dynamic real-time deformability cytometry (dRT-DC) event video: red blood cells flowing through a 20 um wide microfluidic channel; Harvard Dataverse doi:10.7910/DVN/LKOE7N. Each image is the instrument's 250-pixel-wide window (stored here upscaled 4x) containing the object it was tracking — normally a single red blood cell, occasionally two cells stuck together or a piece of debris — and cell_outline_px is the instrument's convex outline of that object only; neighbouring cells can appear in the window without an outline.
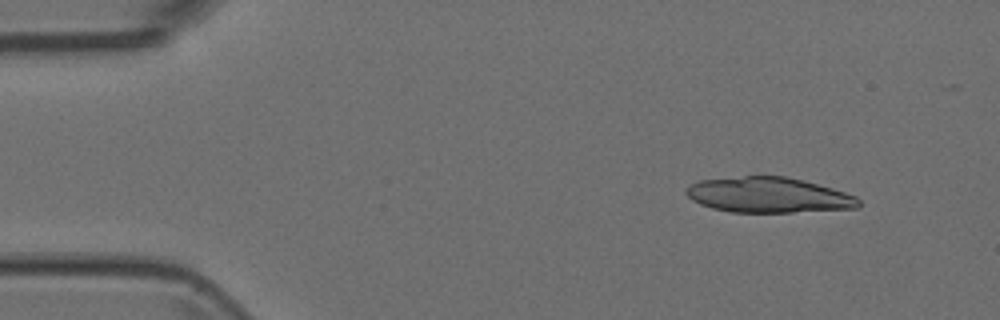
{"species": "Egyptian fruit bat (a non-hibernating species)", "species_latin": "Rousettus aegyptiacus", "temperature_condition": "room temperature", "stored_images_in_passage": 10, "camera_frame_rate_fps": 3000, "um_per_image_px": 0.085, "animal": {"sex": "female"}, "frame": {"image": 1, "passage_image": 2, "time_ms": 0.333, "image_size_px": [1000, 320], "cell_outline_px": [[860, 204], [856, 208], [792, 212], [732, 212], [712, 208], [700, 204], [692, 200], [684, 192], [684, 188], [688, 184], [700, 180], [744, 176], [784, 176], [832, 188], [856, 196], [860, 200]], "centroid_in_image_um": [65.27, 16.58], "position_along_channel_um": 19.7, "area_um2": 35.43}}
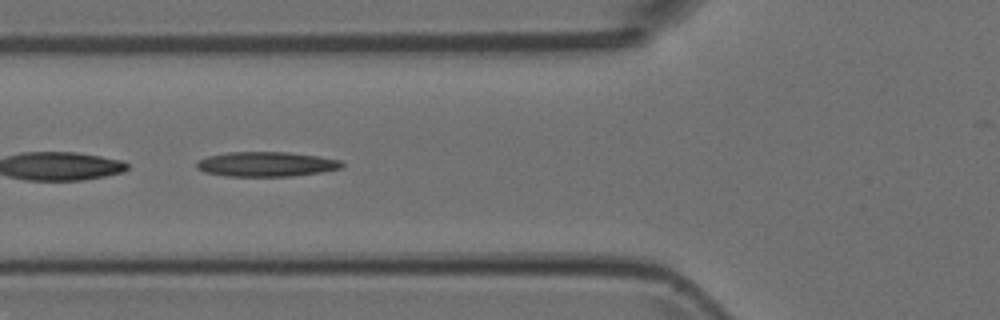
{"frame": {"image": 2, "passage_image": 6, "time_ms": 1.667, "image_size_px": [1000, 320], "cell_outline_px": [[344, 164], [340, 168], [320, 172], [292, 176], [228, 176], [204, 172], [196, 168], [196, 164], [200, 160], [208, 156], [228, 152], [288, 152], [320, 156], [340, 160]], "centroid_in_image_um": [22.63, 13.95], "position_along_channel_um": 103.2, "area_um2": 20.87}}
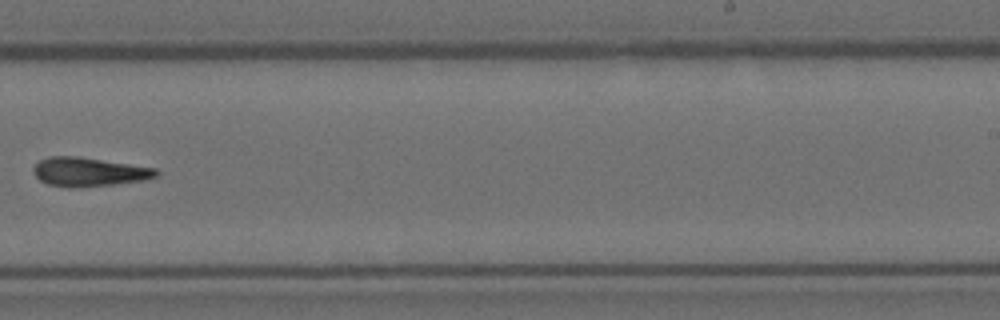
{"frame": {"image": 3, "passage_image": 10, "time_ms": 3.0, "image_size_px": [1000, 320], "cell_outline_px": [[160, 172], [156, 176], [144, 180], [112, 184], [76, 188], [68, 188], [48, 184], [40, 180], [32, 172], [32, 168], [40, 160], [48, 156], [80, 156], [156, 168]], "centroid_in_image_um": [7.53, 14.6], "position_along_channel_um": 281.5, "area_um2": 20.81}}